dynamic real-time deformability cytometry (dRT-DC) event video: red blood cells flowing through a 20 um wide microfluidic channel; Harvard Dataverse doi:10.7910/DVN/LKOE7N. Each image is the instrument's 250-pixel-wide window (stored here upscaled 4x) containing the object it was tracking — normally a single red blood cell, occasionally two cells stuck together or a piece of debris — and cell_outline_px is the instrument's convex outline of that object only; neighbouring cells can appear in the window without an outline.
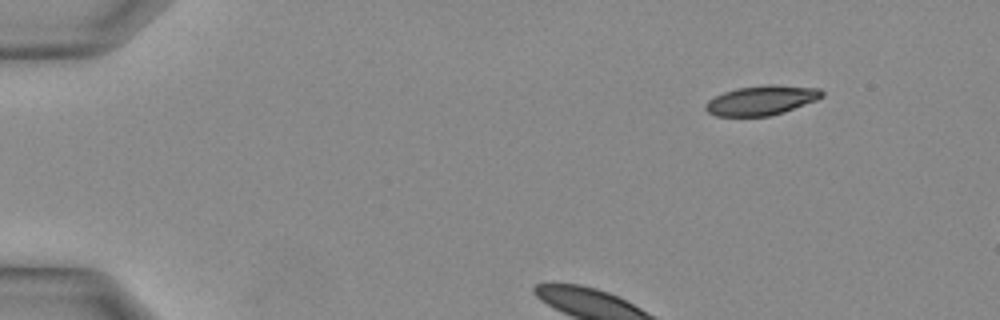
{"species": "Egyptian fruit bat (a non-hibernating species)", "species_latin": "Rousettus aegyptiacus", "temperature_condition": "warm", "stored_images_in_passage": 6, "camera_frame_rate_fps": 3000, "um_per_image_px": 0.085, "animal": {"sex": "female"}, "frame": {"image": 1, "passage_image": 1, "time_ms": 0.0, "image_size_px": [1000, 320], "cell_outline_px": [[824, 96], [816, 100], [784, 112], [768, 116], [716, 116], [708, 112], [704, 108], [704, 104], [708, 100], [724, 92], [736, 88], [768, 84], [772, 84], [820, 88], [824, 92]], "centroid_in_image_um": [64.73, 8.52], "position_along_channel_um": 20.3, "area_um2": 20.11}}